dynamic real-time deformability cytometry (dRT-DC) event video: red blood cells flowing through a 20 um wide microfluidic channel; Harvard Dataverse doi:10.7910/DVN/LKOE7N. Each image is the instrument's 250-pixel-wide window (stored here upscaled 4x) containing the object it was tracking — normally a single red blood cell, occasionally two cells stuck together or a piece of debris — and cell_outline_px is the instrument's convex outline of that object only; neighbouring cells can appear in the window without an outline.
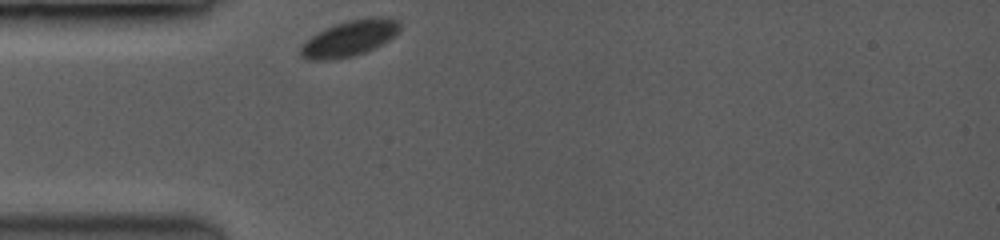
{"species": "common noctule bat (a hibernating species)", "species_latin": "Nyctalus noctula", "temperature_condition": "room temperature", "stored_images_in_passage": 1, "camera_frame_rate_fps": 3500, "um_per_image_px": 0.085, "animal": {"sex": "female", "body_mass_g": 19.0, "forearm_length_mm": 53.3}, "frame": {"image": 1, "passage_image": 1, "time_ms": 0.0, "image_size_px": [1000, 240], "cell_outline_px": [[400, 28], [396, 36], [364, 52], [352, 56], [328, 60], [308, 60], [300, 56], [300, 48], [312, 36], [324, 28], [348, 20], [376, 16], [384, 16], [396, 20], [400, 24]], "centroid_in_image_um": [29.72, 3.24], "position_along_channel_um": 55.3, "area_um2": 20.52}}